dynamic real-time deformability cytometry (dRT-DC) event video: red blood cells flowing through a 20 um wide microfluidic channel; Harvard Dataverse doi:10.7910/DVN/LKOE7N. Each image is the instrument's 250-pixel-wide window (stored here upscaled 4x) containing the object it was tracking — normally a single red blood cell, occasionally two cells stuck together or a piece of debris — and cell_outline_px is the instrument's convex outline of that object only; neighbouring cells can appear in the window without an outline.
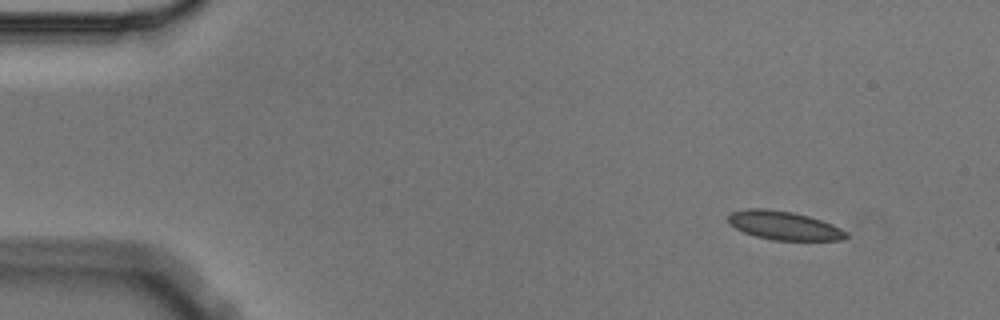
{"species": "Egyptian fruit bat (a non-hibernating species)", "species_latin": "Rousettus aegyptiacus", "temperature_condition": "cold", "stored_images_in_passage": 3, "camera_frame_rate_fps": 3000, "um_per_image_px": 0.085, "animal": {"sex": "male"}, "frame": {"image": 1, "passage_image": 1, "time_ms": 0.0, "image_size_px": [1000, 320], "cell_outline_px": [[848, 236], [844, 240], [772, 240], [756, 236], [744, 232], [736, 228], [728, 220], [728, 216], [732, 212], [744, 208], [764, 208], [792, 212], [808, 216], [832, 224], [848, 232]], "centroid_in_image_um": [66.65, 19.17], "position_along_channel_um": 18.3, "area_um2": 19.59}}
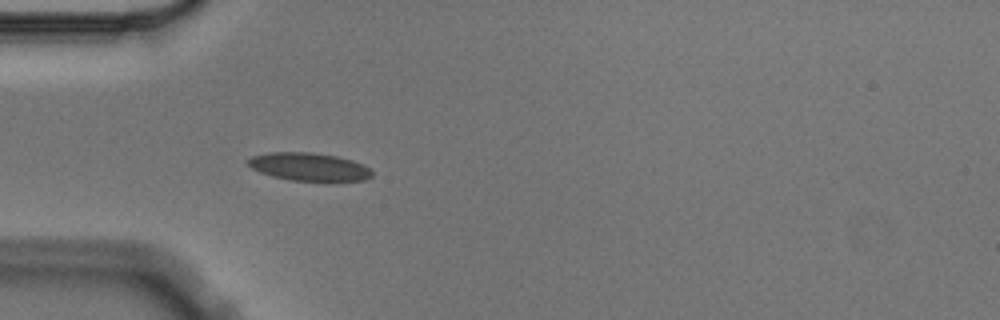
{"frame": {"image": 2, "passage_image": 3, "time_ms": 0.667, "image_size_px": [1000, 320], "cell_outline_px": [[372, 176], [364, 180], [332, 184], [328, 184], [292, 180], [272, 176], [260, 172], [252, 168], [244, 160], [252, 156], [272, 152], [308, 152], [336, 156], [352, 160], [368, 168], [372, 172]], "centroid_in_image_um": [26.3, 14.23], "position_along_channel_um": 58.7, "area_um2": 20.92}}